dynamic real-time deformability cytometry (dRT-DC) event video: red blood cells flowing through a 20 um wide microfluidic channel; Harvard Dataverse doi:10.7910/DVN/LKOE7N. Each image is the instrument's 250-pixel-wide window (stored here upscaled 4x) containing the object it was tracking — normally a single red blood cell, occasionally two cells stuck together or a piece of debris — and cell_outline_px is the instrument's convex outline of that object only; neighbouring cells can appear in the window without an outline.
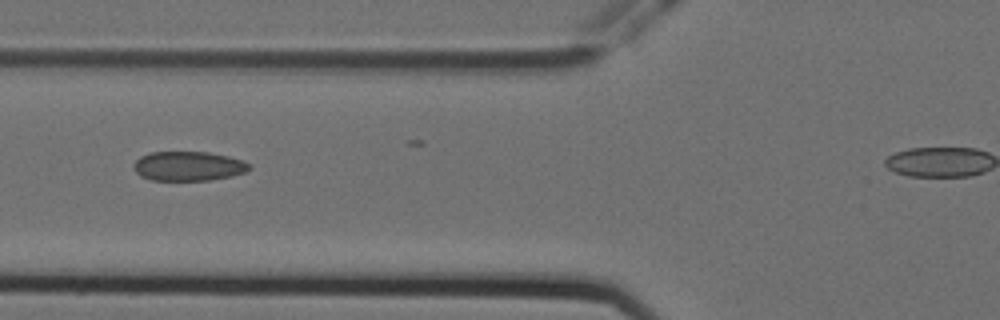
{"species": "Egyptian fruit bat (a non-hibernating species)", "species_latin": "Rousettus aegyptiacus", "temperature_condition": "cold", "stored_images_in_passage": 2, "camera_frame_rate_fps": 3000, "um_per_image_px": 0.085, "animal": {"sex": "female"}, "frame": {"image": 1, "passage_image": 2, "time_ms": 0.333, "image_size_px": [1000, 320], "cell_outline_px": [[252, 168], [244, 172], [232, 176], [208, 180], [152, 180], [140, 176], [136, 172], [132, 164], [140, 156], [152, 152], [208, 152], [228, 156], [244, 160], [252, 164]], "centroid_in_image_um": [16.03, 14.11], "position_along_channel_um": 109.8, "area_um2": 19.94}}